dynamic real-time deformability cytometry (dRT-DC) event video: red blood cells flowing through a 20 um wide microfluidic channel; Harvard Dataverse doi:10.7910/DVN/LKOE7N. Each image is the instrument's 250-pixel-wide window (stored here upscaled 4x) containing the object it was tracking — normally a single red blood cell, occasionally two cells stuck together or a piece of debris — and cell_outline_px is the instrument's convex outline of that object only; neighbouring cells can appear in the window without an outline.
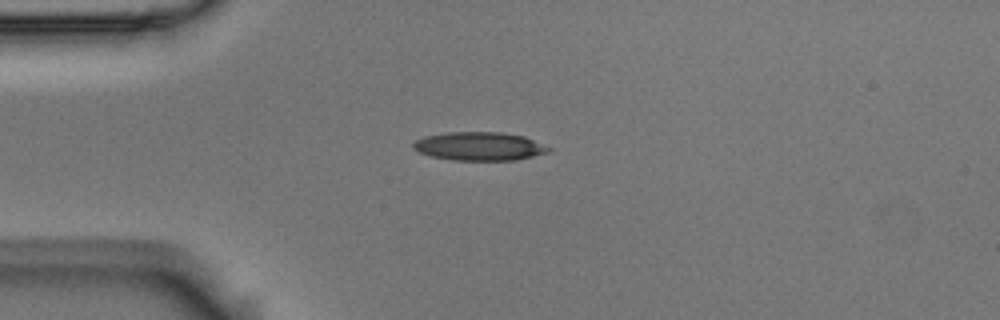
{"species": "Egyptian fruit bat (a non-hibernating species)", "species_latin": "Rousettus aegyptiacus", "temperature_condition": "room temperature", "stored_images_in_passage": 4, "camera_frame_rate_fps": 3000, "um_per_image_px": 0.085, "animal": {"sex": "male"}, "frame": {"image": 1, "passage_image": 1, "time_ms": 0.0, "image_size_px": [1000, 320], "cell_outline_px": [[552, 148], [548, 152], [516, 160], [452, 160], [432, 156], [420, 152], [412, 148], [412, 144], [416, 140], [424, 136], [448, 132], [500, 132], [524, 136]], "centroid_in_image_um": [40.73, 12.43], "position_along_channel_um": 44.3, "area_um2": 22.37}}
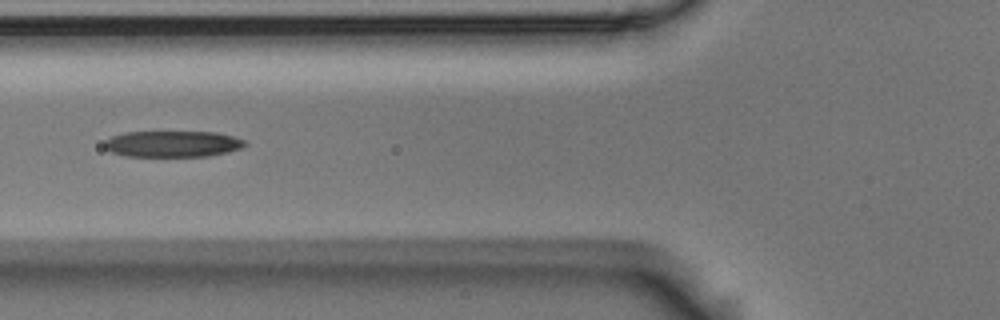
{"frame": {"image": 2, "passage_image": 3, "time_ms": 0.667, "image_size_px": [1000, 320], "cell_outline_px": [[248, 144], [240, 148], [228, 152], [208, 156], [124, 156], [112, 152], [104, 148], [104, 140], [112, 136], [128, 132], [216, 132], [232, 136], [244, 140]], "centroid_in_image_um": [14.66, 12.23], "position_along_channel_um": 111.1, "area_um2": 21.44}}
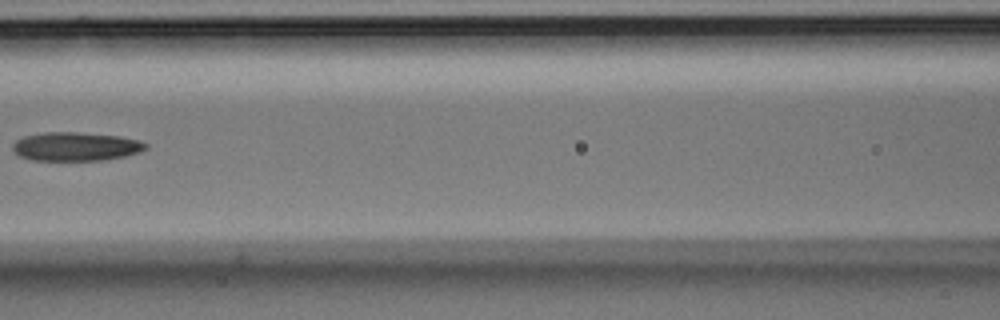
{"frame": {"image": 3, "passage_image": 4, "time_ms": 1.0, "image_size_px": [1000, 320], "cell_outline_px": [[148, 148], [140, 152], [124, 156], [104, 160], [32, 160], [20, 156], [12, 148], [12, 144], [16, 140], [24, 136], [44, 132], [76, 132], [120, 136], [136, 140], [148, 144]], "centroid_in_image_um": [6.44, 12.45], "position_along_channel_um": 160.2, "area_um2": 22.2}}